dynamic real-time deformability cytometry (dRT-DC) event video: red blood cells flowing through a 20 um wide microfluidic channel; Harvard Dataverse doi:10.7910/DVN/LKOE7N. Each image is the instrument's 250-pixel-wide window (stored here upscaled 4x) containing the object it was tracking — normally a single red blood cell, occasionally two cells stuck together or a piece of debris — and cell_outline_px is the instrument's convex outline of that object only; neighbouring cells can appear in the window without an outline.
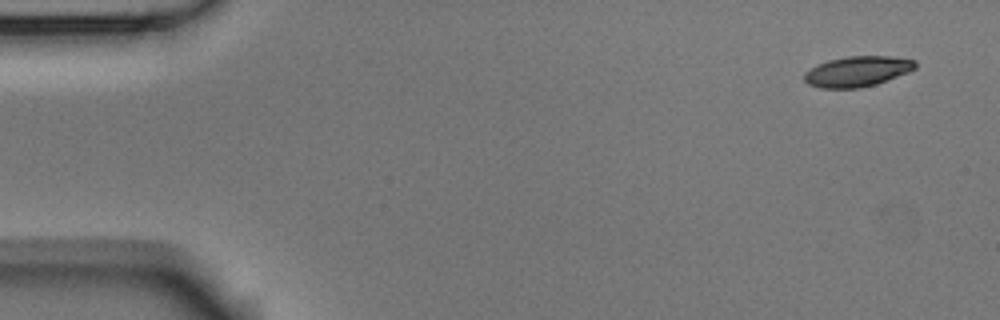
{"species": "Egyptian fruit bat (a non-hibernating species)", "species_latin": "Rousettus aegyptiacus", "temperature_condition": "room temperature", "stored_images_in_passage": 5, "camera_frame_rate_fps": 3000, "um_per_image_px": 0.085, "animal": {"sex": "male"}, "frame": {"image": 1, "passage_image": 1, "time_ms": 0.0, "image_size_px": [1000, 320], "cell_outline_px": [[916, 68], [908, 72], [876, 84], [860, 88], [820, 88], [808, 84], [804, 80], [804, 72], [828, 60], [848, 56], [888, 56], [916, 60]], "centroid_in_image_um": [72.88, 6.07], "position_along_channel_um": 12.1, "area_um2": 19.54}}
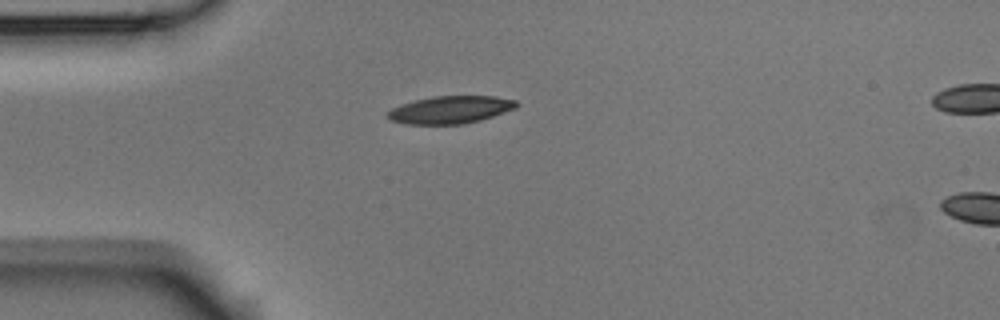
{"frame": {"image": 2, "passage_image": 4, "time_ms": 1.0, "image_size_px": [1000, 320], "cell_outline_px": [[520, 104], [516, 108], [480, 120], [464, 124], [408, 124], [388, 120], [388, 112], [392, 108], [416, 100], [432, 96], [496, 96], [516, 100]], "centroid_in_image_um": [38.32, 9.32], "position_along_channel_um": 46.7, "area_um2": 20.58}}